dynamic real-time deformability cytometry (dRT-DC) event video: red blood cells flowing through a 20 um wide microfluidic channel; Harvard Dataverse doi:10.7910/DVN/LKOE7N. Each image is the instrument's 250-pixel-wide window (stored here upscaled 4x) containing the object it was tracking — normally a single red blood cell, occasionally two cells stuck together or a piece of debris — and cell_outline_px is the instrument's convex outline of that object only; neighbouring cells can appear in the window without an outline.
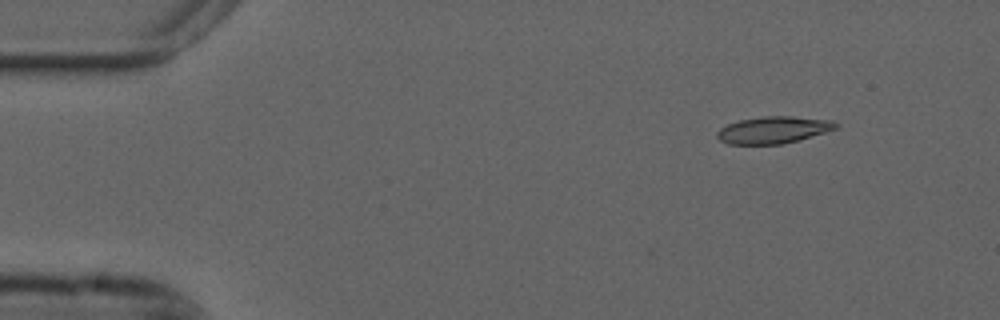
{"species": "common noctule bat (a hibernating species)", "species_latin": "Nyctalus noctula", "temperature_condition": "cold", "stored_images_in_passage": 42, "camera_frame_rate_fps": 3000, "um_per_image_px": 0.085, "animal": {"sex": "male", "forearm_length_mm": 52.5}, "frame": {"image": 1, "passage_image": 1, "time_ms": 0.0, "image_size_px": [1000, 320], "cell_outline_px": [[840, 124], [836, 128], [800, 140], [780, 144], [728, 144], [720, 140], [716, 136], [716, 132], [720, 128], [728, 124], [740, 120], [764, 116], [792, 116], [832, 120]], "centroid_in_image_um": [65.73, 11.04], "position_along_channel_um": 19.3, "area_um2": 18.61}}
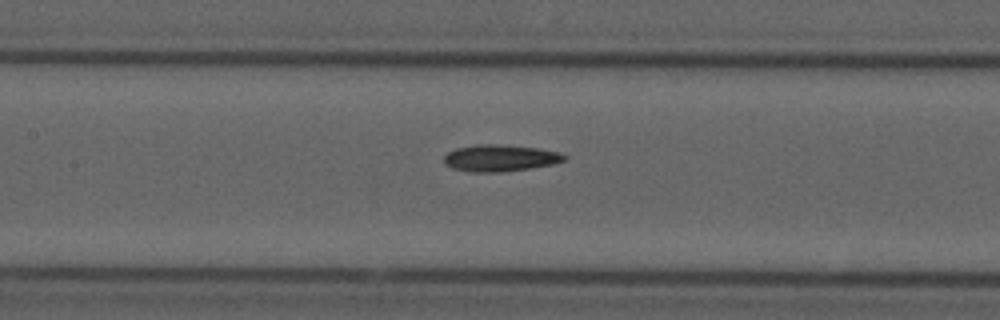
{"frame": {"image": 2, "passage_image": 20, "time_ms": 6.333, "image_size_px": [1000, 320], "cell_outline_px": [[568, 156], [564, 160], [552, 164], [504, 172], [468, 172], [452, 168], [444, 164], [444, 156], [448, 152], [456, 148], [476, 144], [492, 144], [536, 148], [560, 152]], "centroid_in_image_um": [42.47, 13.44], "position_along_channel_um": 164.9, "area_um2": 18.67}}
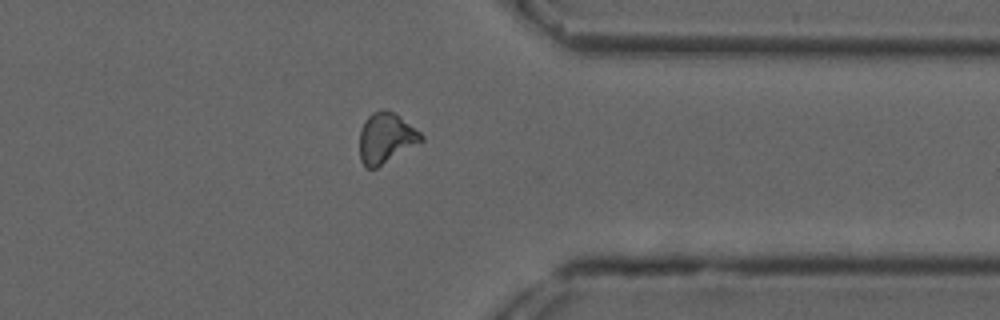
{"frame": {"image": 3, "passage_image": 38, "time_ms": 12.333, "image_size_px": [1000, 320], "cell_outline_px": [[424, 140], [376, 168], [364, 168], [360, 160], [360, 128], [364, 120], [372, 112], [384, 108], [388, 108], [420, 132], [424, 136]], "centroid_in_image_um": [32.77, 11.72], "position_along_channel_um": 378.6, "area_um2": 18.15}}